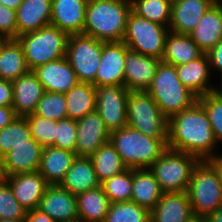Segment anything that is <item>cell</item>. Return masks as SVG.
Segmentation results:
<instances>
[{"label": "cell", "mask_w": 222, "mask_h": 222, "mask_svg": "<svg viewBox=\"0 0 222 222\" xmlns=\"http://www.w3.org/2000/svg\"><path fill=\"white\" fill-rule=\"evenodd\" d=\"M125 86L108 85L96 87V111L110 133L123 129L128 123Z\"/></svg>", "instance_id": "11"}, {"label": "cell", "mask_w": 222, "mask_h": 222, "mask_svg": "<svg viewBox=\"0 0 222 222\" xmlns=\"http://www.w3.org/2000/svg\"><path fill=\"white\" fill-rule=\"evenodd\" d=\"M198 102L204 107L208 115L217 144L222 142V98L212 92L198 97Z\"/></svg>", "instance_id": "40"}, {"label": "cell", "mask_w": 222, "mask_h": 222, "mask_svg": "<svg viewBox=\"0 0 222 222\" xmlns=\"http://www.w3.org/2000/svg\"><path fill=\"white\" fill-rule=\"evenodd\" d=\"M76 156L75 152L54 146L43 147L38 172L49 185L60 184Z\"/></svg>", "instance_id": "26"}, {"label": "cell", "mask_w": 222, "mask_h": 222, "mask_svg": "<svg viewBox=\"0 0 222 222\" xmlns=\"http://www.w3.org/2000/svg\"><path fill=\"white\" fill-rule=\"evenodd\" d=\"M37 209L57 222L78 218L76 195L59 184L47 186Z\"/></svg>", "instance_id": "16"}, {"label": "cell", "mask_w": 222, "mask_h": 222, "mask_svg": "<svg viewBox=\"0 0 222 222\" xmlns=\"http://www.w3.org/2000/svg\"><path fill=\"white\" fill-rule=\"evenodd\" d=\"M169 32L167 26L151 22L131 11L126 22L123 41L129 50L161 60Z\"/></svg>", "instance_id": "9"}, {"label": "cell", "mask_w": 222, "mask_h": 222, "mask_svg": "<svg viewBox=\"0 0 222 222\" xmlns=\"http://www.w3.org/2000/svg\"><path fill=\"white\" fill-rule=\"evenodd\" d=\"M23 0H0V4L16 11Z\"/></svg>", "instance_id": "49"}, {"label": "cell", "mask_w": 222, "mask_h": 222, "mask_svg": "<svg viewBox=\"0 0 222 222\" xmlns=\"http://www.w3.org/2000/svg\"><path fill=\"white\" fill-rule=\"evenodd\" d=\"M208 222H222V205L207 217Z\"/></svg>", "instance_id": "50"}, {"label": "cell", "mask_w": 222, "mask_h": 222, "mask_svg": "<svg viewBox=\"0 0 222 222\" xmlns=\"http://www.w3.org/2000/svg\"><path fill=\"white\" fill-rule=\"evenodd\" d=\"M67 118L78 120L96 110V87L79 82L65 93Z\"/></svg>", "instance_id": "31"}, {"label": "cell", "mask_w": 222, "mask_h": 222, "mask_svg": "<svg viewBox=\"0 0 222 222\" xmlns=\"http://www.w3.org/2000/svg\"><path fill=\"white\" fill-rule=\"evenodd\" d=\"M52 0H23L16 10L17 36L51 24Z\"/></svg>", "instance_id": "25"}, {"label": "cell", "mask_w": 222, "mask_h": 222, "mask_svg": "<svg viewBox=\"0 0 222 222\" xmlns=\"http://www.w3.org/2000/svg\"><path fill=\"white\" fill-rule=\"evenodd\" d=\"M194 217L187 192L163 193L150 211V222H190Z\"/></svg>", "instance_id": "21"}, {"label": "cell", "mask_w": 222, "mask_h": 222, "mask_svg": "<svg viewBox=\"0 0 222 222\" xmlns=\"http://www.w3.org/2000/svg\"><path fill=\"white\" fill-rule=\"evenodd\" d=\"M13 87L12 81L0 79V106L12 107Z\"/></svg>", "instance_id": "44"}, {"label": "cell", "mask_w": 222, "mask_h": 222, "mask_svg": "<svg viewBox=\"0 0 222 222\" xmlns=\"http://www.w3.org/2000/svg\"><path fill=\"white\" fill-rule=\"evenodd\" d=\"M130 127L153 138H168V118L146 91H130L127 99Z\"/></svg>", "instance_id": "8"}, {"label": "cell", "mask_w": 222, "mask_h": 222, "mask_svg": "<svg viewBox=\"0 0 222 222\" xmlns=\"http://www.w3.org/2000/svg\"><path fill=\"white\" fill-rule=\"evenodd\" d=\"M6 181L9 183L14 197L27 211L38 208L49 185L38 171L7 176Z\"/></svg>", "instance_id": "19"}, {"label": "cell", "mask_w": 222, "mask_h": 222, "mask_svg": "<svg viewBox=\"0 0 222 222\" xmlns=\"http://www.w3.org/2000/svg\"><path fill=\"white\" fill-rule=\"evenodd\" d=\"M146 92L169 119L174 114L189 109L198 96L179 80L176 66L160 61L152 83Z\"/></svg>", "instance_id": "4"}, {"label": "cell", "mask_w": 222, "mask_h": 222, "mask_svg": "<svg viewBox=\"0 0 222 222\" xmlns=\"http://www.w3.org/2000/svg\"><path fill=\"white\" fill-rule=\"evenodd\" d=\"M9 40V38L0 33V51L2 50L3 46L7 43V41Z\"/></svg>", "instance_id": "52"}, {"label": "cell", "mask_w": 222, "mask_h": 222, "mask_svg": "<svg viewBox=\"0 0 222 222\" xmlns=\"http://www.w3.org/2000/svg\"><path fill=\"white\" fill-rule=\"evenodd\" d=\"M77 122L75 153L77 156L90 157L102 145L109 142L110 132L99 113L95 110Z\"/></svg>", "instance_id": "13"}, {"label": "cell", "mask_w": 222, "mask_h": 222, "mask_svg": "<svg viewBox=\"0 0 222 222\" xmlns=\"http://www.w3.org/2000/svg\"><path fill=\"white\" fill-rule=\"evenodd\" d=\"M209 161L212 163V165L216 168L218 171L220 181L222 183V154H216L215 156H212Z\"/></svg>", "instance_id": "48"}, {"label": "cell", "mask_w": 222, "mask_h": 222, "mask_svg": "<svg viewBox=\"0 0 222 222\" xmlns=\"http://www.w3.org/2000/svg\"><path fill=\"white\" fill-rule=\"evenodd\" d=\"M200 159L167 149L150 167L163 193L187 192L192 172Z\"/></svg>", "instance_id": "7"}, {"label": "cell", "mask_w": 222, "mask_h": 222, "mask_svg": "<svg viewBox=\"0 0 222 222\" xmlns=\"http://www.w3.org/2000/svg\"><path fill=\"white\" fill-rule=\"evenodd\" d=\"M6 173L4 170L3 158L0 157V185L6 181Z\"/></svg>", "instance_id": "51"}, {"label": "cell", "mask_w": 222, "mask_h": 222, "mask_svg": "<svg viewBox=\"0 0 222 222\" xmlns=\"http://www.w3.org/2000/svg\"><path fill=\"white\" fill-rule=\"evenodd\" d=\"M44 91L65 94L79 83L66 57L51 61L32 70Z\"/></svg>", "instance_id": "15"}, {"label": "cell", "mask_w": 222, "mask_h": 222, "mask_svg": "<svg viewBox=\"0 0 222 222\" xmlns=\"http://www.w3.org/2000/svg\"><path fill=\"white\" fill-rule=\"evenodd\" d=\"M204 53H208L222 39V4L216 1L201 17L189 34Z\"/></svg>", "instance_id": "24"}, {"label": "cell", "mask_w": 222, "mask_h": 222, "mask_svg": "<svg viewBox=\"0 0 222 222\" xmlns=\"http://www.w3.org/2000/svg\"><path fill=\"white\" fill-rule=\"evenodd\" d=\"M172 1L173 0H134L132 3V11L140 17L169 28Z\"/></svg>", "instance_id": "34"}, {"label": "cell", "mask_w": 222, "mask_h": 222, "mask_svg": "<svg viewBox=\"0 0 222 222\" xmlns=\"http://www.w3.org/2000/svg\"><path fill=\"white\" fill-rule=\"evenodd\" d=\"M111 1H116V2H121V3H126L128 5H132L134 0H111Z\"/></svg>", "instance_id": "56"}, {"label": "cell", "mask_w": 222, "mask_h": 222, "mask_svg": "<svg viewBox=\"0 0 222 222\" xmlns=\"http://www.w3.org/2000/svg\"><path fill=\"white\" fill-rule=\"evenodd\" d=\"M162 189L149 168L133 169L131 200L151 211L159 202Z\"/></svg>", "instance_id": "29"}, {"label": "cell", "mask_w": 222, "mask_h": 222, "mask_svg": "<svg viewBox=\"0 0 222 222\" xmlns=\"http://www.w3.org/2000/svg\"><path fill=\"white\" fill-rule=\"evenodd\" d=\"M33 115L53 121L67 118L65 94L45 91L37 103Z\"/></svg>", "instance_id": "38"}, {"label": "cell", "mask_w": 222, "mask_h": 222, "mask_svg": "<svg viewBox=\"0 0 222 222\" xmlns=\"http://www.w3.org/2000/svg\"><path fill=\"white\" fill-rule=\"evenodd\" d=\"M13 105L17 116L25 117L34 113L42 98L44 88L35 73L29 70L23 76L12 81Z\"/></svg>", "instance_id": "20"}, {"label": "cell", "mask_w": 222, "mask_h": 222, "mask_svg": "<svg viewBox=\"0 0 222 222\" xmlns=\"http://www.w3.org/2000/svg\"><path fill=\"white\" fill-rule=\"evenodd\" d=\"M190 222H208L207 218L194 217Z\"/></svg>", "instance_id": "54"}, {"label": "cell", "mask_w": 222, "mask_h": 222, "mask_svg": "<svg viewBox=\"0 0 222 222\" xmlns=\"http://www.w3.org/2000/svg\"><path fill=\"white\" fill-rule=\"evenodd\" d=\"M109 141L131 169L149 168L168 149V138L148 137L129 125L110 133Z\"/></svg>", "instance_id": "3"}, {"label": "cell", "mask_w": 222, "mask_h": 222, "mask_svg": "<svg viewBox=\"0 0 222 222\" xmlns=\"http://www.w3.org/2000/svg\"><path fill=\"white\" fill-rule=\"evenodd\" d=\"M69 35L54 25L17 36L29 70L66 57Z\"/></svg>", "instance_id": "5"}, {"label": "cell", "mask_w": 222, "mask_h": 222, "mask_svg": "<svg viewBox=\"0 0 222 222\" xmlns=\"http://www.w3.org/2000/svg\"><path fill=\"white\" fill-rule=\"evenodd\" d=\"M222 78V77H221ZM222 81V80H221ZM221 88H215L214 93L217 94L220 98H222V82H221Z\"/></svg>", "instance_id": "55"}, {"label": "cell", "mask_w": 222, "mask_h": 222, "mask_svg": "<svg viewBox=\"0 0 222 222\" xmlns=\"http://www.w3.org/2000/svg\"><path fill=\"white\" fill-rule=\"evenodd\" d=\"M17 117L12 107L0 106V130L9 125Z\"/></svg>", "instance_id": "46"}, {"label": "cell", "mask_w": 222, "mask_h": 222, "mask_svg": "<svg viewBox=\"0 0 222 222\" xmlns=\"http://www.w3.org/2000/svg\"><path fill=\"white\" fill-rule=\"evenodd\" d=\"M133 185V169L127 168L120 174L106 179L100 186L111 203L130 201Z\"/></svg>", "instance_id": "36"}, {"label": "cell", "mask_w": 222, "mask_h": 222, "mask_svg": "<svg viewBox=\"0 0 222 222\" xmlns=\"http://www.w3.org/2000/svg\"><path fill=\"white\" fill-rule=\"evenodd\" d=\"M216 1L219 0H173L170 31L189 35Z\"/></svg>", "instance_id": "18"}, {"label": "cell", "mask_w": 222, "mask_h": 222, "mask_svg": "<svg viewBox=\"0 0 222 222\" xmlns=\"http://www.w3.org/2000/svg\"><path fill=\"white\" fill-rule=\"evenodd\" d=\"M210 69H216L222 74V39L207 53ZM222 76V75H221Z\"/></svg>", "instance_id": "45"}, {"label": "cell", "mask_w": 222, "mask_h": 222, "mask_svg": "<svg viewBox=\"0 0 222 222\" xmlns=\"http://www.w3.org/2000/svg\"><path fill=\"white\" fill-rule=\"evenodd\" d=\"M90 158L100 183L127 169L110 141L102 145Z\"/></svg>", "instance_id": "33"}, {"label": "cell", "mask_w": 222, "mask_h": 222, "mask_svg": "<svg viewBox=\"0 0 222 222\" xmlns=\"http://www.w3.org/2000/svg\"><path fill=\"white\" fill-rule=\"evenodd\" d=\"M28 71L21 44L17 39H9L0 51V79L13 81Z\"/></svg>", "instance_id": "32"}, {"label": "cell", "mask_w": 222, "mask_h": 222, "mask_svg": "<svg viewBox=\"0 0 222 222\" xmlns=\"http://www.w3.org/2000/svg\"><path fill=\"white\" fill-rule=\"evenodd\" d=\"M77 122L70 118L56 121V136L54 147L75 152Z\"/></svg>", "instance_id": "42"}, {"label": "cell", "mask_w": 222, "mask_h": 222, "mask_svg": "<svg viewBox=\"0 0 222 222\" xmlns=\"http://www.w3.org/2000/svg\"><path fill=\"white\" fill-rule=\"evenodd\" d=\"M29 125L31 137L42 147L53 146L56 136V121L35 116L33 114L25 116Z\"/></svg>", "instance_id": "39"}, {"label": "cell", "mask_w": 222, "mask_h": 222, "mask_svg": "<svg viewBox=\"0 0 222 222\" xmlns=\"http://www.w3.org/2000/svg\"><path fill=\"white\" fill-rule=\"evenodd\" d=\"M42 151L43 147L32 137L14 147L3 157L6 176L38 171Z\"/></svg>", "instance_id": "22"}, {"label": "cell", "mask_w": 222, "mask_h": 222, "mask_svg": "<svg viewBox=\"0 0 222 222\" xmlns=\"http://www.w3.org/2000/svg\"><path fill=\"white\" fill-rule=\"evenodd\" d=\"M203 54L204 52L192 40L190 35L170 31L165 40L161 61L178 66L198 59Z\"/></svg>", "instance_id": "28"}, {"label": "cell", "mask_w": 222, "mask_h": 222, "mask_svg": "<svg viewBox=\"0 0 222 222\" xmlns=\"http://www.w3.org/2000/svg\"><path fill=\"white\" fill-rule=\"evenodd\" d=\"M179 80L198 97L214 92L215 87L210 86V62L207 53L198 59L186 64L176 66Z\"/></svg>", "instance_id": "23"}, {"label": "cell", "mask_w": 222, "mask_h": 222, "mask_svg": "<svg viewBox=\"0 0 222 222\" xmlns=\"http://www.w3.org/2000/svg\"><path fill=\"white\" fill-rule=\"evenodd\" d=\"M167 145L171 150L194 155L200 160H209L217 154L208 115L198 101L168 119Z\"/></svg>", "instance_id": "1"}, {"label": "cell", "mask_w": 222, "mask_h": 222, "mask_svg": "<svg viewBox=\"0 0 222 222\" xmlns=\"http://www.w3.org/2000/svg\"><path fill=\"white\" fill-rule=\"evenodd\" d=\"M132 5L111 0H88L82 34L103 42L123 41Z\"/></svg>", "instance_id": "2"}, {"label": "cell", "mask_w": 222, "mask_h": 222, "mask_svg": "<svg viewBox=\"0 0 222 222\" xmlns=\"http://www.w3.org/2000/svg\"><path fill=\"white\" fill-rule=\"evenodd\" d=\"M0 33L9 39L17 38L16 11L0 4Z\"/></svg>", "instance_id": "43"}, {"label": "cell", "mask_w": 222, "mask_h": 222, "mask_svg": "<svg viewBox=\"0 0 222 222\" xmlns=\"http://www.w3.org/2000/svg\"><path fill=\"white\" fill-rule=\"evenodd\" d=\"M187 194L195 217L207 218L222 205V183L209 160L194 167Z\"/></svg>", "instance_id": "6"}, {"label": "cell", "mask_w": 222, "mask_h": 222, "mask_svg": "<svg viewBox=\"0 0 222 222\" xmlns=\"http://www.w3.org/2000/svg\"><path fill=\"white\" fill-rule=\"evenodd\" d=\"M101 54L102 41L85 34L69 35L66 58L79 82L92 83L95 86Z\"/></svg>", "instance_id": "10"}, {"label": "cell", "mask_w": 222, "mask_h": 222, "mask_svg": "<svg viewBox=\"0 0 222 222\" xmlns=\"http://www.w3.org/2000/svg\"><path fill=\"white\" fill-rule=\"evenodd\" d=\"M59 185L75 195L99 187L91 158L76 156Z\"/></svg>", "instance_id": "27"}, {"label": "cell", "mask_w": 222, "mask_h": 222, "mask_svg": "<svg viewBox=\"0 0 222 222\" xmlns=\"http://www.w3.org/2000/svg\"><path fill=\"white\" fill-rule=\"evenodd\" d=\"M59 222H84V221L78 217L77 219L67 220V221H59Z\"/></svg>", "instance_id": "57"}, {"label": "cell", "mask_w": 222, "mask_h": 222, "mask_svg": "<svg viewBox=\"0 0 222 222\" xmlns=\"http://www.w3.org/2000/svg\"><path fill=\"white\" fill-rule=\"evenodd\" d=\"M30 137L27 120L25 117L18 116L0 130V157L3 158L14 147L27 143Z\"/></svg>", "instance_id": "35"}, {"label": "cell", "mask_w": 222, "mask_h": 222, "mask_svg": "<svg viewBox=\"0 0 222 222\" xmlns=\"http://www.w3.org/2000/svg\"><path fill=\"white\" fill-rule=\"evenodd\" d=\"M87 5L88 0H52L51 25L68 35L82 34Z\"/></svg>", "instance_id": "17"}, {"label": "cell", "mask_w": 222, "mask_h": 222, "mask_svg": "<svg viewBox=\"0 0 222 222\" xmlns=\"http://www.w3.org/2000/svg\"><path fill=\"white\" fill-rule=\"evenodd\" d=\"M160 59L127 48L124 86L129 91H146L153 81Z\"/></svg>", "instance_id": "14"}, {"label": "cell", "mask_w": 222, "mask_h": 222, "mask_svg": "<svg viewBox=\"0 0 222 222\" xmlns=\"http://www.w3.org/2000/svg\"><path fill=\"white\" fill-rule=\"evenodd\" d=\"M27 210L14 197L7 181L0 185V220L26 219Z\"/></svg>", "instance_id": "41"}, {"label": "cell", "mask_w": 222, "mask_h": 222, "mask_svg": "<svg viewBox=\"0 0 222 222\" xmlns=\"http://www.w3.org/2000/svg\"><path fill=\"white\" fill-rule=\"evenodd\" d=\"M78 217L84 222H104L111 202L101 186L76 195Z\"/></svg>", "instance_id": "30"}, {"label": "cell", "mask_w": 222, "mask_h": 222, "mask_svg": "<svg viewBox=\"0 0 222 222\" xmlns=\"http://www.w3.org/2000/svg\"><path fill=\"white\" fill-rule=\"evenodd\" d=\"M124 41H102V54L95 77V87L124 86V67L127 54Z\"/></svg>", "instance_id": "12"}, {"label": "cell", "mask_w": 222, "mask_h": 222, "mask_svg": "<svg viewBox=\"0 0 222 222\" xmlns=\"http://www.w3.org/2000/svg\"><path fill=\"white\" fill-rule=\"evenodd\" d=\"M0 222H26V219H1Z\"/></svg>", "instance_id": "53"}, {"label": "cell", "mask_w": 222, "mask_h": 222, "mask_svg": "<svg viewBox=\"0 0 222 222\" xmlns=\"http://www.w3.org/2000/svg\"><path fill=\"white\" fill-rule=\"evenodd\" d=\"M26 222H57V221L51 219L46 213H43L42 211L36 208L34 210L27 211Z\"/></svg>", "instance_id": "47"}, {"label": "cell", "mask_w": 222, "mask_h": 222, "mask_svg": "<svg viewBox=\"0 0 222 222\" xmlns=\"http://www.w3.org/2000/svg\"><path fill=\"white\" fill-rule=\"evenodd\" d=\"M104 222H150V211L132 201L115 202Z\"/></svg>", "instance_id": "37"}]
</instances>
